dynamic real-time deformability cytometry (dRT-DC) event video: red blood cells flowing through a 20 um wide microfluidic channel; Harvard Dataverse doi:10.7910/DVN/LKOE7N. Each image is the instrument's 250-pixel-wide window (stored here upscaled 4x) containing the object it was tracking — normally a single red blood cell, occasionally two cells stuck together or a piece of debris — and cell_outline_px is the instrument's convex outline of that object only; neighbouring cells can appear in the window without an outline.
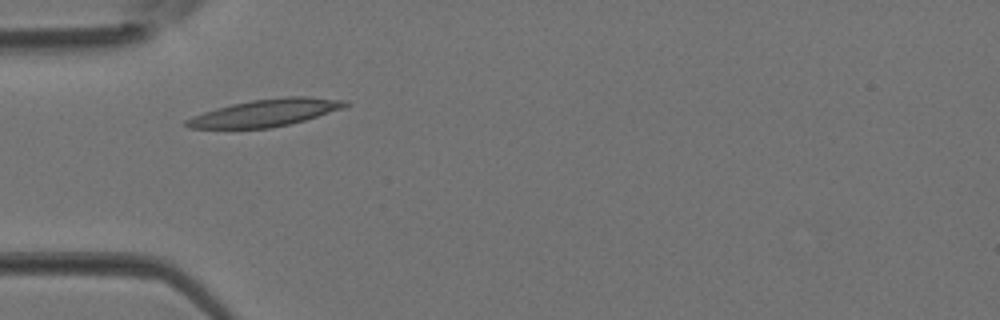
{"species": "Egyptian fruit bat (a non-hibernating species)", "species_latin": "Rousettus aegyptiacus", "temperature_condition": "room temperature", "stored_images_in_passage": 1, "camera_frame_rate_fps": 3000, "um_per_image_px": 0.085, "animal": {"sex": "female"}, "frame": {"image": 1, "passage_image": 1, "time_ms": 0.0, "image_size_px": [1000, 320], "cell_outline_px": [[352, 104], [304, 120], [272, 128], [188, 128], [184, 124], [184, 120], [192, 116], [216, 108], [232, 104], [252, 100], [288, 96], [308, 96], [348, 100]], "centroid_in_image_um": [22.55, 9.58], "position_along_channel_um": 62.4, "area_um2": 24.97}}